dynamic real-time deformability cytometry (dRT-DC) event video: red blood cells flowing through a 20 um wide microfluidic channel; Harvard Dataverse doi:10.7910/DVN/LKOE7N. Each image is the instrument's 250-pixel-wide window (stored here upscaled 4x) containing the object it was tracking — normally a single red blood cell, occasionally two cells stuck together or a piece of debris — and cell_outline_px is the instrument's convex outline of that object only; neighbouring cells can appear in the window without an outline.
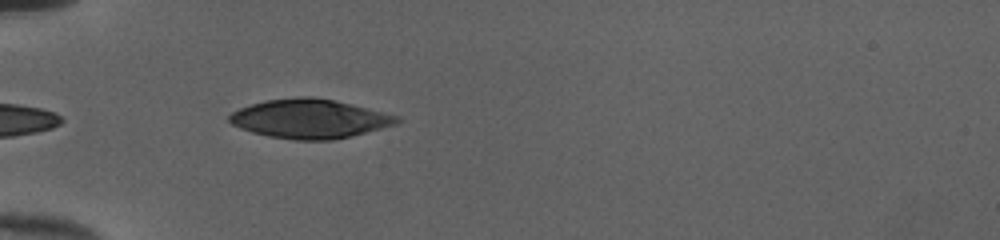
{"species": "human", "species_latin": "Homo sapiens", "temperature_condition": "cold", "stored_images_in_passage": 36, "camera_frame_rate_fps": 3000, "um_per_image_px": 0.085, "donor": {"sex": "female"}, "frame": {"image": 1, "passage_image": 2, "time_ms": 0.333, "image_size_px": [1000, 240], "cell_outline_px": [[404, 120], [396, 124], [332, 140], [292, 140], [268, 136], [252, 132], [240, 128], [232, 124], [228, 120], [228, 116], [232, 112], [240, 108], [252, 104], [268, 100], [296, 96], [312, 96], [352, 104], [400, 116]], "centroid_in_image_um": [26.32, 10.09], "position_along_channel_um": 58.7, "area_um2": 38.03}}
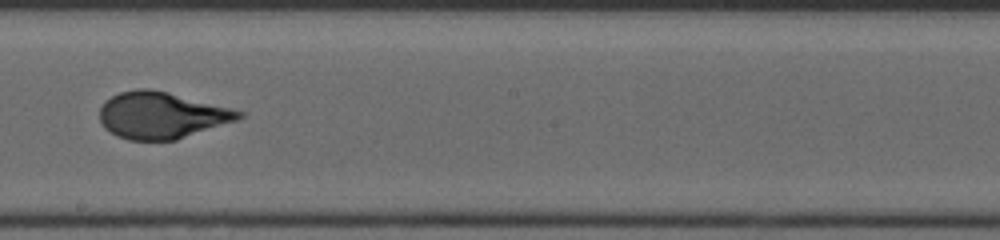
{"frame": {"image": 2, "passage_image": 16, "time_ms": 5.0, "image_size_px": [1000, 240], "cell_outline_px": [[244, 116], [236, 120], [176, 140], [128, 140], [116, 136], [104, 128], [100, 120], [100, 108], [104, 100], [120, 92], [136, 88], [148, 88], [168, 92], [232, 108], [244, 112]], "centroid_in_image_um": [13.7, 9.79], "position_along_channel_um": 234.5, "area_um2": 37.8}}
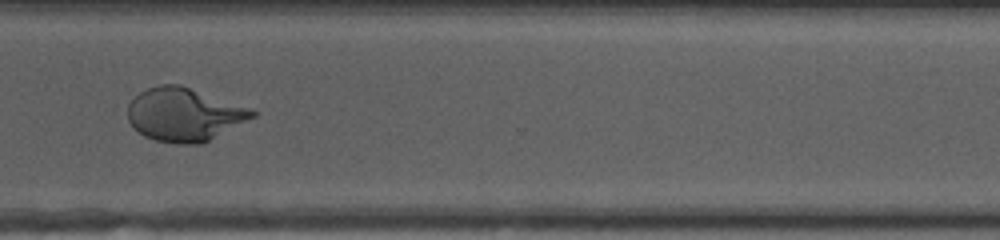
{"frame": {"image": 3, "passage_image": 25, "time_ms": 8.0, "image_size_px": [1000, 240], "cell_outline_px": [[260, 112], [256, 116], [204, 144], [176, 144], [156, 140], [144, 136], [128, 120], [128, 104], [140, 92], [148, 88], [160, 84], [180, 84]], "centroid_in_image_um": [15.68, 9.75], "position_along_channel_um": 354.9, "area_um2": 38.61}, "authors_computed_cell_mechanics": {"area_um2": 37.8301, "velocity_mm_per_s": 4.0186, "shape_relaxation_time_tau1_ms": 8.1884, "shape_relaxation_time_tau2_ms": null, "deformation_change_tau1": 0.308, "deformation_change_tau2": null}}